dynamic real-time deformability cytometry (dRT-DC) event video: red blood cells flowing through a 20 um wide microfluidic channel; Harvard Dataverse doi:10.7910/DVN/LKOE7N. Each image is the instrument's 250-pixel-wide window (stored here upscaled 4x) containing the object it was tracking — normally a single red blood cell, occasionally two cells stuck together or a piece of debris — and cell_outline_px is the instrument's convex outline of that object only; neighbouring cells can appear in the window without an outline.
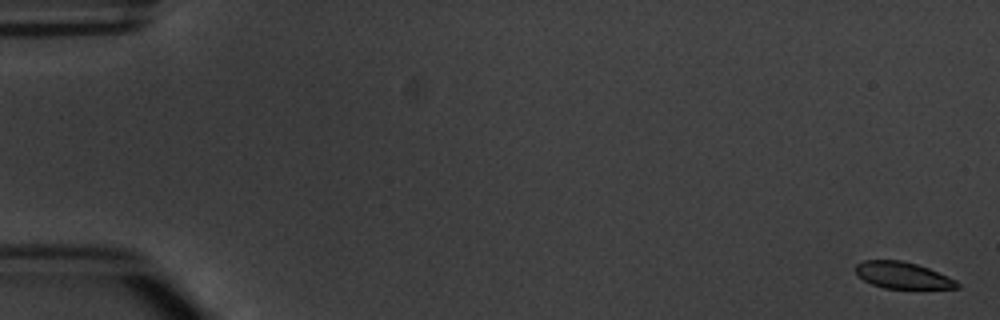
{"species": "common noctule bat (a hibernating species)", "species_latin": "Nyctalus noctula", "temperature_condition": "warm", "stored_images_in_passage": 5, "camera_frame_rate_fps": 3000, "um_per_image_px": 0.085, "animal": {"sex": "male", "body_mass_g": 20.1, "forearm_length_mm": 53.5}, "frame": {"image": 1, "passage_image": 1, "time_ms": 0.0, "image_size_px": [1000, 320], "cell_outline_px": [[960, 288], [884, 288], [872, 284], [856, 276], [856, 264], [864, 260], [900, 260], [916, 264], [928, 268], [948, 276], [956, 280], [960, 284]], "centroid_in_image_um": [76.71, 23.4], "position_along_channel_um": 8.3, "area_um2": 15.66}}
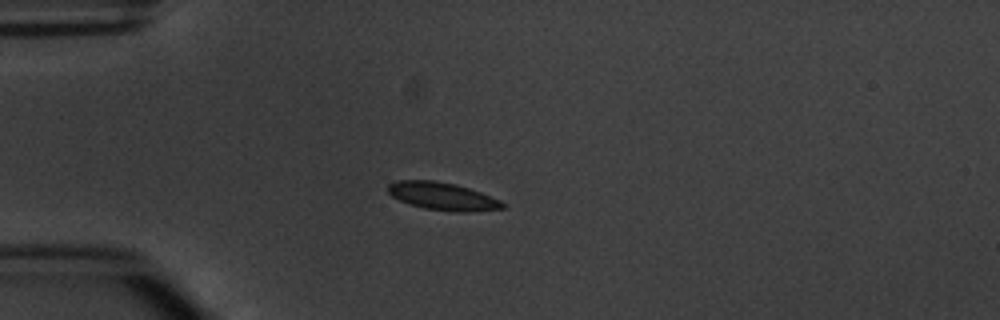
{"frame": {"image": 2, "passage_image": 5, "time_ms": 4.667, "image_size_px": [1000, 320], "cell_outline_px": [[508, 204], [504, 208], [468, 212], [456, 212], [424, 208], [408, 204], [392, 196], [388, 192], [388, 184], [396, 180], [432, 180], [456, 184], [480, 192], [500, 200]], "centroid_in_image_um": [37.62, 16.68], "position_along_channel_um": 47.4, "area_um2": 18.55}}